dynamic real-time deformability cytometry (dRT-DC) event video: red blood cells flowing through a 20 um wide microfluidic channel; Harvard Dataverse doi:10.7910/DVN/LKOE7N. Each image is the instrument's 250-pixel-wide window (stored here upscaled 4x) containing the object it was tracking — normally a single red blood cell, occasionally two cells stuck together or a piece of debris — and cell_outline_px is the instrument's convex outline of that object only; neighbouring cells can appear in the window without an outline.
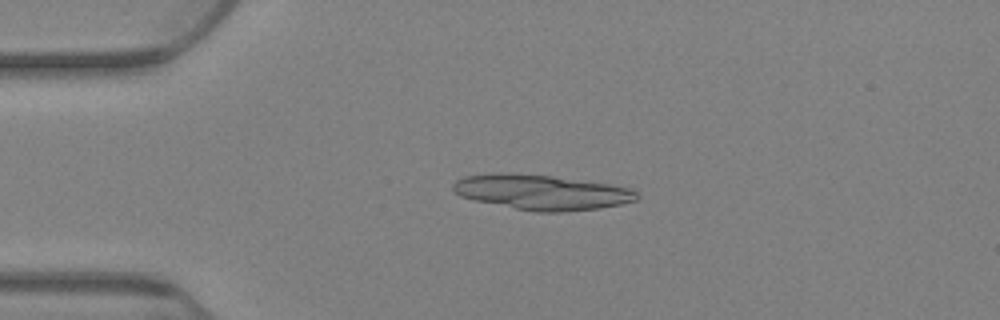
{"species": "Egyptian fruit bat (a non-hibernating species)", "species_latin": "Rousettus aegyptiacus", "temperature_condition": "warm", "stored_images_in_passage": 43, "camera_frame_rate_fps": 3000, "um_per_image_px": 0.085, "animal": {"sex": "female"}, "frame": {"image": 1, "passage_image": 13, "time_ms": 4.0, "image_size_px": [1000, 320], "cell_outline_px": [[640, 196], [636, 200], [620, 204], [600, 208], [564, 212], [536, 212], [476, 200], [460, 196], [452, 188], [452, 184], [456, 180], [464, 176], [496, 172], [508, 172], [552, 176], [608, 184], [632, 188]], "centroid_in_image_um": [46.04, 16.33], "position_along_channel_um": 39.0, "area_um2": 37.45}}